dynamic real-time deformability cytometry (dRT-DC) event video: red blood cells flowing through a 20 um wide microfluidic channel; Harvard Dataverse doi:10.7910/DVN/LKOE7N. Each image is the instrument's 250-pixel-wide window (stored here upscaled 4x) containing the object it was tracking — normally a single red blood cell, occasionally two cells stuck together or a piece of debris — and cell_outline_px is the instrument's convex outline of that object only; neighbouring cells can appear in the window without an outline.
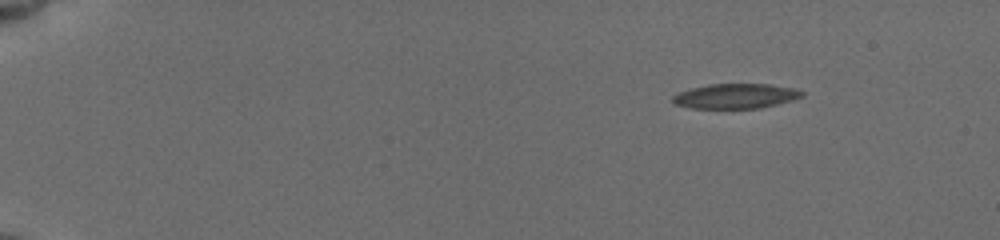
{"species": "common noctule bat (a hibernating species)", "species_latin": "Nyctalus noctula", "temperature_condition": "cold", "stored_images_in_passage": 42, "camera_frame_rate_fps": 3000, "um_per_image_px": 0.085, "animal": {"sex": "female", "body_mass_g": 19.5, "forearm_length_mm": 54.1}, "frame": {"image": 1, "passage_image": 1, "time_ms": 0.0, "image_size_px": [1000, 240], "cell_outline_px": [[804, 96], [792, 100], [760, 108], [688, 108], [672, 104], [672, 96], [680, 92], [692, 88], [708, 84], [768, 84], [792, 88], [804, 92]], "centroid_in_image_um": [62.49, 8.17], "position_along_channel_um": 22.5, "area_um2": 18.67}}
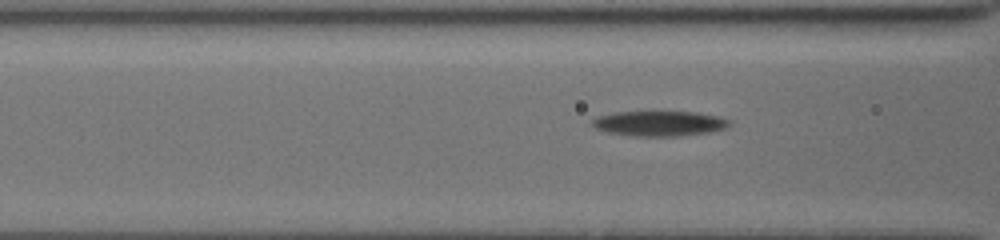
{"frame": {"image": 2, "passage_image": 19, "time_ms": 5.667, "image_size_px": [1000, 240], "cell_outline_px": [[732, 120], [724, 128], [708, 132], [680, 136], [636, 136], [608, 132], [596, 128], [592, 124], [592, 120], [600, 116], [616, 112], [696, 112], [720, 116]], "centroid_in_image_um": [56.08, 10.49], "position_along_channel_um": 110.5, "area_um2": 19.83}}
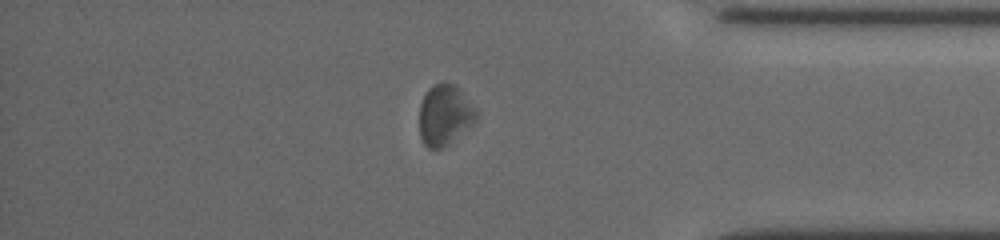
{"frame": {"image": 3, "passage_image": 35, "time_ms": 13.667, "image_size_px": [1000, 240], "cell_outline_px": [[476, 120], [444, 148], [428, 148], [424, 144], [420, 136], [420, 104], [428, 88], [432, 84], [444, 80], [456, 84], [476, 108]], "centroid_in_image_um": [37.79, 9.72], "position_along_channel_um": 397.4, "area_um2": 20.23}, "authors_computed_cell_mechanics": {"area_um2": 19.8832, "velocity_mm_per_s": 3.786, "shape_relaxation_time_tau1_ms": 1.2512, "shape_relaxation_time_tau2_ms": null, "deformation_change_tau1": 0.0812, "deformation_change_tau2": null}}